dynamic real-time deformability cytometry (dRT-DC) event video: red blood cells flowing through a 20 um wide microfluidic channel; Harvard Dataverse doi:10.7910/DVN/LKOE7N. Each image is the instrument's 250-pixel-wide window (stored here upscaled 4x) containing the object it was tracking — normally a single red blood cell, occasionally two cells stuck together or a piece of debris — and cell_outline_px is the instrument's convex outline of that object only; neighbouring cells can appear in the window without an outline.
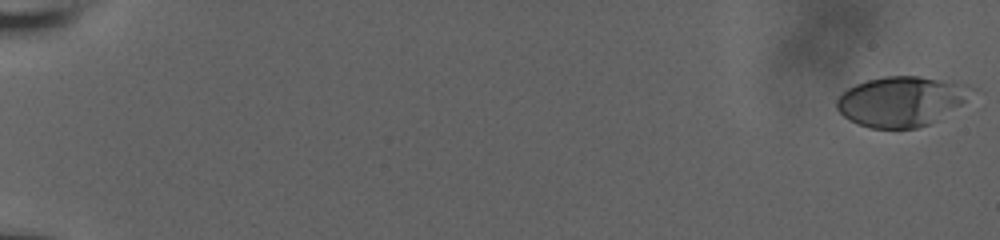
{"species": "human", "species_latin": "Homo sapiens", "temperature_condition": "room temperature", "stored_images_in_passage": 57, "camera_frame_rate_fps": 3000, "um_per_image_px": 0.085, "donor": {"sex": "male"}, "frame": {"image": 1, "passage_image": 1, "time_ms": 0.0, "image_size_px": [1000, 240], "cell_outline_px": [[976, 88], [960, 104], [936, 120], [928, 124], [916, 128], [868, 128], [844, 116], [836, 108], [836, 100], [848, 88], [856, 84], [868, 80], [884, 76], [920, 76], [968, 84]], "centroid_in_image_um": [76.6, 8.59], "position_along_channel_um": 8.4, "area_um2": 38.78}}
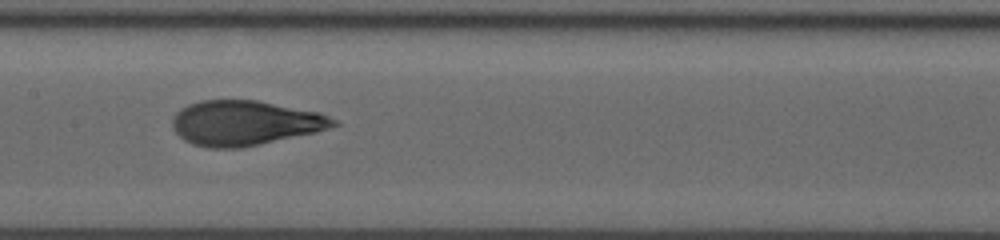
{"frame": {"image": 2, "passage_image": 32, "time_ms": 10.333, "image_size_px": [1000, 240], "cell_outline_px": [[340, 124], [316, 132], [240, 148], [208, 148], [192, 144], [184, 140], [172, 128], [172, 116], [180, 108], [188, 104], [200, 100], [256, 100], [320, 112], [336, 120]], "centroid_in_image_um": [20.78, 10.45], "position_along_channel_um": 186.6, "area_um2": 42.14}}
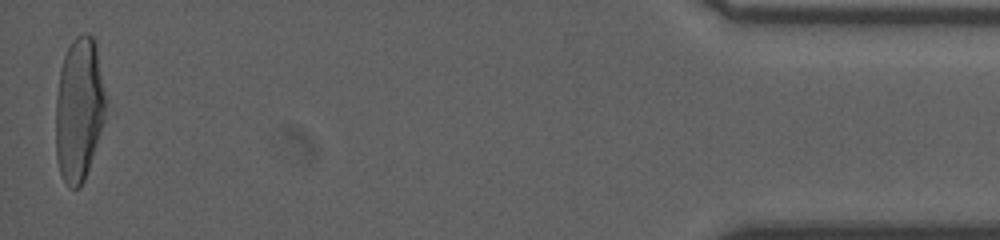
{"frame": {"image": 3, "passage_image": 57, "time_ms": 18.667, "image_size_px": [1000, 240], "cell_outline_px": [[104, 120], [84, 180], [80, 188], [72, 188], [64, 180], [60, 172], [56, 156], [56, 96], [60, 68], [64, 56], [72, 40], [76, 36], [84, 32], [88, 32], [96, 40], [104, 92]], "centroid_in_image_um": [6.7, 9.24], "position_along_channel_um": 428.5, "area_um2": 41.5}, "authors_computed_cell_mechanics": {"area_um2": 40.2866, "velocity_mm_per_s": 3.8499, "shape_relaxation_time_tau1_ms": 3.9328, "shape_relaxation_time_tau2_ms": 0.9462, "deformation_change_tau1": 0.1933, "deformation_change_tau2": 0.0776}}